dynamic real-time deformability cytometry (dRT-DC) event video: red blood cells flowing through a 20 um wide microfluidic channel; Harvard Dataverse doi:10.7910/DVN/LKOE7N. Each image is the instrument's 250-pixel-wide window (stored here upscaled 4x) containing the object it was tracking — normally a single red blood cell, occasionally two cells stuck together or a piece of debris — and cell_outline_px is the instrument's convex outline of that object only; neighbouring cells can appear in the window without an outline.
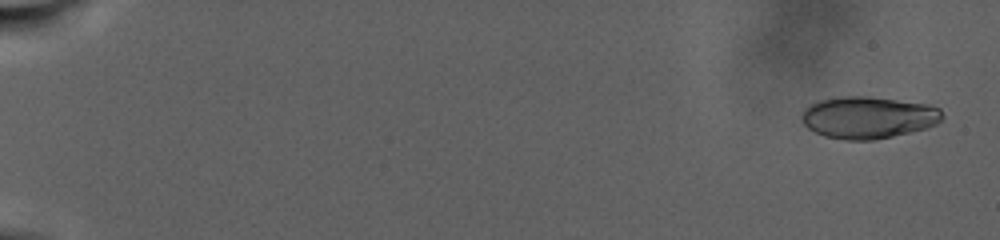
{"species": "human", "species_latin": "Homo sapiens", "temperature_condition": "warm", "stored_images_in_passage": 48, "camera_frame_rate_fps": 3000, "um_per_image_px": 0.085, "donor": {"sex": "male"}, "frame": {"image": 1, "passage_image": 5, "time_ms": 1.0, "image_size_px": [1000, 240], "cell_outline_px": [[944, 116], [936, 124], [924, 128], [876, 140], [844, 140], [824, 136], [808, 128], [804, 124], [800, 116], [804, 108], [820, 100], [844, 96], [868, 96], [928, 104], [940, 108]], "centroid_in_image_um": [73.78, 9.98], "position_along_channel_um": 11.2, "area_um2": 34.33}}
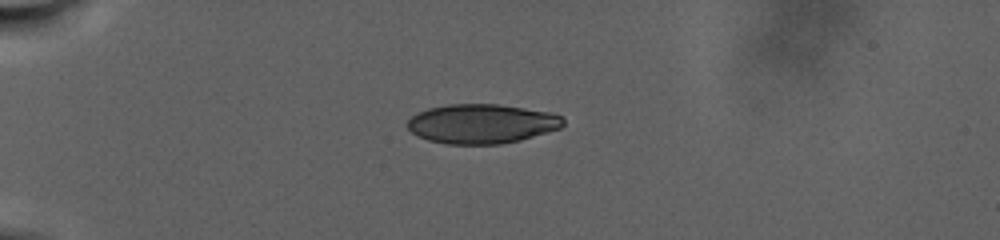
{"frame": {"image": 2, "passage_image": 34, "time_ms": 9.333, "image_size_px": [1000, 240], "cell_outline_px": [[564, 124], [560, 128], [520, 140], [500, 144], [448, 144], [428, 140], [412, 132], [408, 128], [408, 120], [412, 116], [428, 108], [448, 104], [500, 104], [548, 112], [560, 116], [564, 120]], "centroid_in_image_um": [40.94, 10.51], "position_along_channel_um": 44.1, "area_um2": 35.49}}